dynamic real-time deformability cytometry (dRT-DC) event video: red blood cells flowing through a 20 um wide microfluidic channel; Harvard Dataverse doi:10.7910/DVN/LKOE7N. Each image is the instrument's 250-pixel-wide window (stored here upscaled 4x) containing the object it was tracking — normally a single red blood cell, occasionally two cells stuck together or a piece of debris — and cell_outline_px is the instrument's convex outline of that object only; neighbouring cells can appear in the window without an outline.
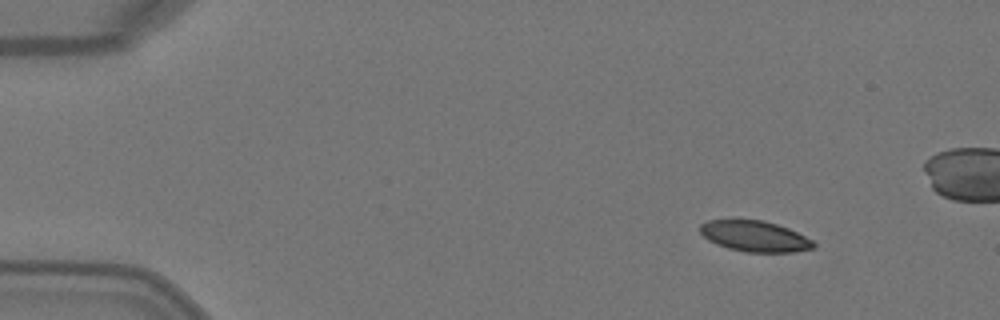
{"species": "Egyptian fruit bat (a non-hibernating species)", "species_latin": "Rousettus aegyptiacus", "temperature_condition": "warm", "stored_images_in_passage": 5, "camera_frame_rate_fps": 3000, "um_per_image_px": 0.085, "animal": {"sex": "female"}, "frame": {"image": 1, "passage_image": 1, "time_ms": 0.0, "image_size_px": [1000, 320], "cell_outline_px": [[816, 244], [812, 248], [792, 252], [744, 252], [728, 248], [716, 244], [708, 240], [700, 232], [700, 224], [708, 220], [732, 216], [736, 216], [764, 220], [788, 228], [812, 240]], "centroid_in_image_um": [64.06, 20.02], "position_along_channel_um": 20.9, "area_um2": 21.1}}
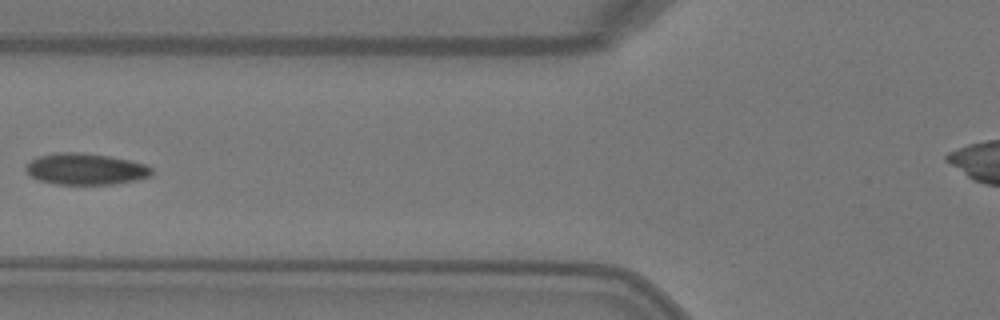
{"frame": {"image": 2, "passage_image": 5, "time_ms": 1.333, "image_size_px": [1000, 320], "cell_outline_px": [[152, 172], [148, 176], [136, 180], [112, 184], [56, 184], [40, 180], [28, 176], [24, 168], [24, 164], [28, 160], [40, 156], [56, 152], [80, 152], [108, 156], [128, 160], [144, 164], [152, 168]], "centroid_in_image_um": [7.18, 14.36], "position_along_channel_um": 118.6, "area_um2": 23.06}}